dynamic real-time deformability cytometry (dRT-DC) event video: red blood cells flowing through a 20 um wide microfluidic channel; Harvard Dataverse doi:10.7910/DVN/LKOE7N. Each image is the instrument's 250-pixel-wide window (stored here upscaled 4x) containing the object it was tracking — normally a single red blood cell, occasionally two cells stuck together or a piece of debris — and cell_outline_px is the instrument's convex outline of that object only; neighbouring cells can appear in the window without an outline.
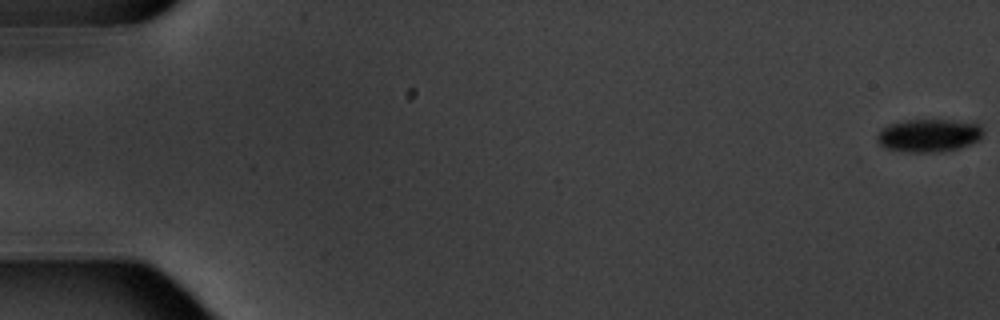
{"species": "common noctule bat (a hibernating species)", "species_latin": "Nyctalus noctula", "temperature_condition": "warm", "stored_images_in_passage": 7, "segment_of_instrument_passage": [1, 2], "camera_frame_rate_fps": 3000, "um_per_image_px": 0.085, "animal": {"sex": "male", "body_mass_g": 20.1, "forearm_length_mm": 53.5}, "frame": {"image": 1, "passage_image": 1, "time_ms": 0.0, "image_size_px": [1000, 320], "cell_outline_px": [[984, 136], [980, 140], [960, 148], [944, 152], [904, 152], [884, 148], [876, 140], [876, 136], [880, 128], [888, 124], [904, 120], [948, 120], [980, 124], [984, 128]], "centroid_in_image_um": [78.95, 11.52], "position_along_channel_um": 6.1, "area_um2": 20.87}}
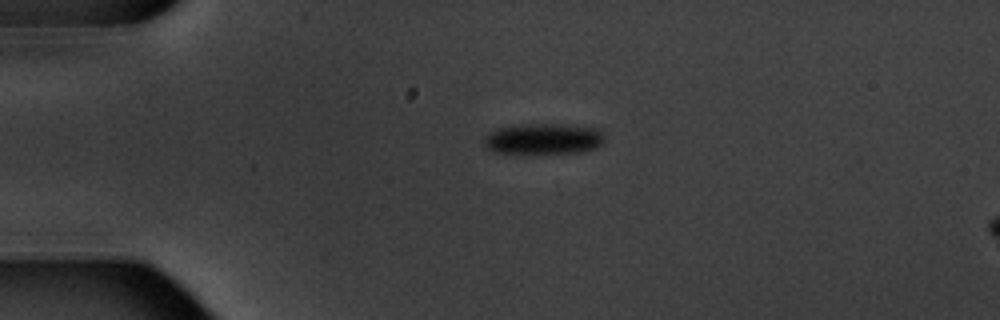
{"frame": {"image": 2, "passage_image": 5, "time_ms": 4.667, "image_size_px": [1000, 320], "cell_outline_px": [[604, 140], [596, 148], [580, 152], [536, 156], [492, 152], [484, 144], [484, 136], [488, 132], [496, 128], [524, 124], [572, 124], [600, 128], [604, 136]], "centroid_in_image_um": [46.18, 11.83], "position_along_channel_um": 38.8, "area_um2": 22.95}}